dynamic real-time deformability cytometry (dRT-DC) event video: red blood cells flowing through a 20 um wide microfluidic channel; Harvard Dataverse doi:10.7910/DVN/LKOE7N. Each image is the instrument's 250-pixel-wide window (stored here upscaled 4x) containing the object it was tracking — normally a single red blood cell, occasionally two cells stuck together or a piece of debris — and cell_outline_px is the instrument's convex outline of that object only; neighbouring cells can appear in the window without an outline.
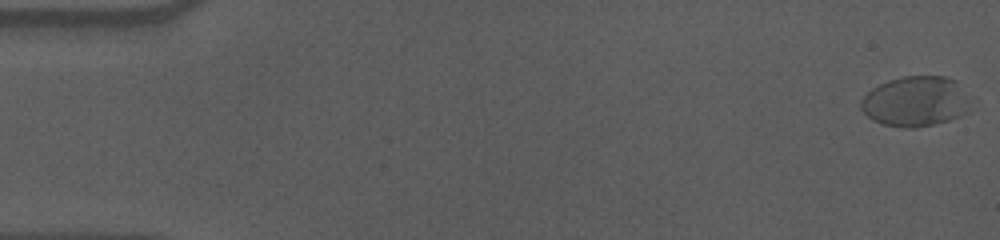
{"species": "human", "species_latin": "Homo sapiens", "temperature_condition": "cold", "stored_images_in_passage": 58, "camera_frame_rate_fps": 3000, "um_per_image_px": 0.085, "donor": {"sex": "male"}, "frame": {"image": 1, "passage_image": 1, "time_ms": 0.0, "image_size_px": [1000, 240], "cell_outline_px": [[972, 112], [948, 120], [916, 128], [908, 128], [884, 124], [872, 120], [860, 108], [860, 100], [872, 88], [888, 80], [904, 76], [944, 76], [956, 80], [972, 100]], "centroid_in_image_um": [77.88, 8.62], "position_along_channel_um": 7.1, "area_um2": 32.48}}
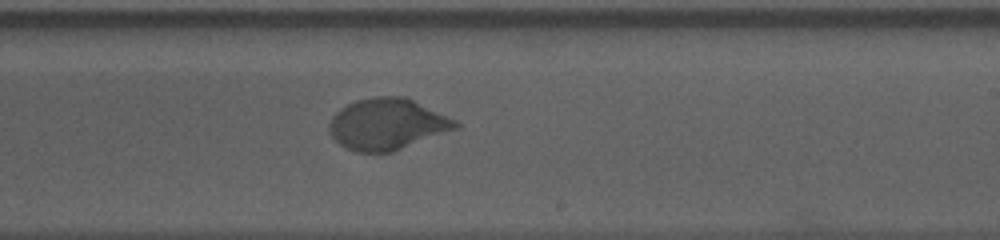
{"frame": {"image": 2, "passage_image": 35, "time_ms": 11.333, "image_size_px": [1000, 240], "cell_outline_px": [[460, 128], [392, 152], [356, 152], [344, 148], [332, 136], [328, 128], [328, 124], [332, 116], [340, 108], [356, 100], [376, 96], [404, 96], [456, 120], [460, 124]], "centroid_in_image_um": [32.91, 10.56], "position_along_channel_um": 256.1, "area_um2": 37.8}}
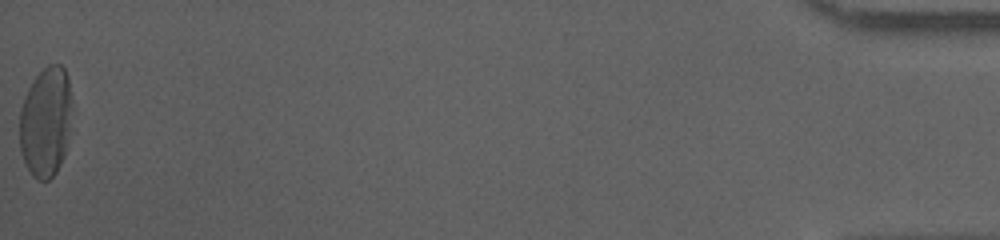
{"frame": {"image": 3, "passage_image": 58, "time_ms": 19.0, "image_size_px": [1000, 240], "cell_outline_px": [[68, 136], [64, 156], [56, 172], [48, 180], [36, 180], [32, 176], [20, 152], [20, 108], [24, 96], [28, 88], [36, 76], [48, 64], [60, 64], [64, 68], [68, 76]], "centroid_in_image_um": [3.83, 10.38], "position_along_channel_um": 431.4, "area_um2": 32.89}, "authors_computed_cell_mechanics": {"area_um2": 35.0846, "velocity_mm_per_s": 3.5665, "shape_relaxation_time_tau1_ms": 3.9391, "shape_relaxation_time_tau2_ms": null, "deformation_change_tau1": 0.174, "deformation_change_tau2": null}}